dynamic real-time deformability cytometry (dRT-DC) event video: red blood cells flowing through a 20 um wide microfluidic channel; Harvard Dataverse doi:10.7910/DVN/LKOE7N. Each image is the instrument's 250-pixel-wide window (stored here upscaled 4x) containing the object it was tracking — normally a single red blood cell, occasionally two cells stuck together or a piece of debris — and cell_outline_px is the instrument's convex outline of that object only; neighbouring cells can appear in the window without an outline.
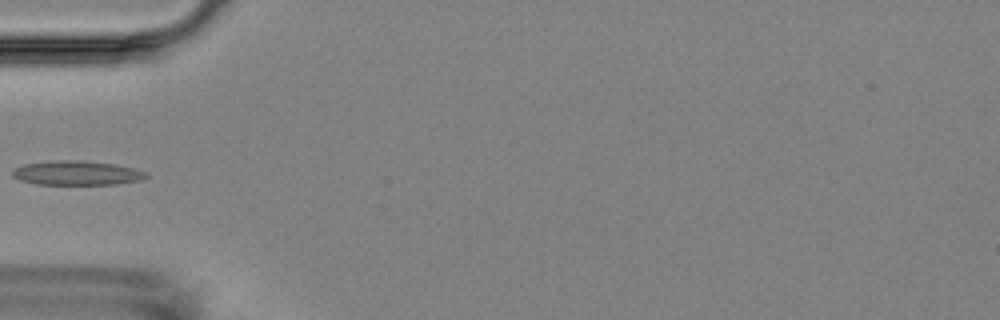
{"species": "Egyptian fruit bat (a non-hibernating species)", "species_latin": "Rousettus aegyptiacus", "temperature_condition": "room temperature", "stored_images_in_passage": 6, "camera_frame_rate_fps": 3000, "um_per_image_px": 0.085, "animal": {"sex": "female"}, "frame": {"image": 1, "passage_image": 6, "time_ms": 5.667, "image_size_px": [1000, 320], "cell_outline_px": [[148, 176], [140, 180], [116, 184], [36, 184], [20, 180], [12, 176], [12, 172], [16, 168], [24, 164], [52, 160], [80, 160], [116, 164], [132, 168], [144, 172]], "centroid_in_image_um": [6.49, 14.7], "position_along_channel_um": 78.5, "area_um2": 18.79}}